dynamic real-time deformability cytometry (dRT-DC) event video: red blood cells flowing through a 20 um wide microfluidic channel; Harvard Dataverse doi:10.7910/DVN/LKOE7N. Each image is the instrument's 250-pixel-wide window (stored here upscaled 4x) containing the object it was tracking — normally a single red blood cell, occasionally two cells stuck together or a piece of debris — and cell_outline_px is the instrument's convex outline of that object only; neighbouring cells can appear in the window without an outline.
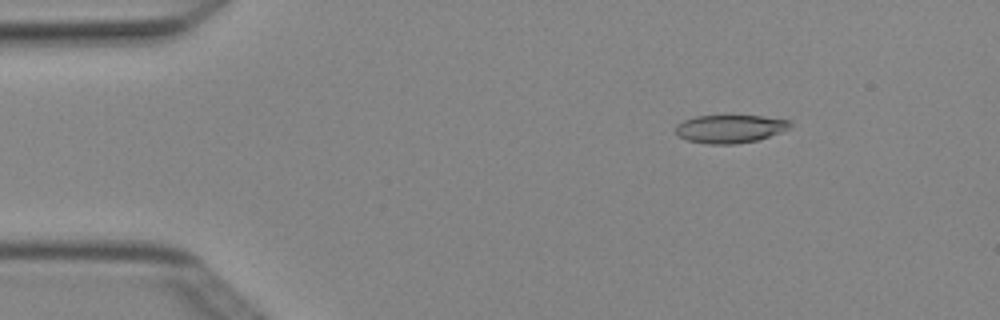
{"species": "Egyptian fruit bat (a non-hibernating species)", "species_latin": "Rousettus aegyptiacus", "temperature_condition": "cold", "stored_images_in_passage": 4, "camera_frame_rate_fps": 3000, "um_per_image_px": 0.085, "animal": {"sex": "female"}, "frame": {"image": 1, "passage_image": 2, "time_ms": 0.333, "image_size_px": [1000, 320], "cell_outline_px": [[792, 124], [784, 132], [756, 140], [736, 144], [708, 144], [688, 140], [680, 136], [676, 132], [676, 124], [684, 120], [696, 116], [728, 112], [764, 116], [792, 120]], "centroid_in_image_um": [62.09, 10.88], "position_along_channel_um": 22.9, "area_um2": 19.77}}
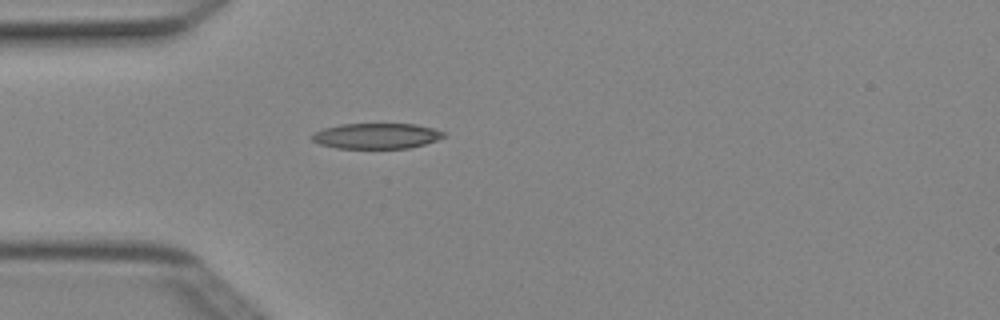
{"frame": {"image": 2, "passage_image": 4, "time_ms": 1.0, "image_size_px": [1000, 320], "cell_outline_px": [[448, 136], [424, 144], [408, 148], [336, 148], [320, 144], [312, 140], [312, 136], [316, 132], [324, 128], [340, 124], [416, 124], [432, 128], [444, 132]], "centroid_in_image_um": [32.02, 11.55], "position_along_channel_um": 53.0, "area_um2": 19.48}}